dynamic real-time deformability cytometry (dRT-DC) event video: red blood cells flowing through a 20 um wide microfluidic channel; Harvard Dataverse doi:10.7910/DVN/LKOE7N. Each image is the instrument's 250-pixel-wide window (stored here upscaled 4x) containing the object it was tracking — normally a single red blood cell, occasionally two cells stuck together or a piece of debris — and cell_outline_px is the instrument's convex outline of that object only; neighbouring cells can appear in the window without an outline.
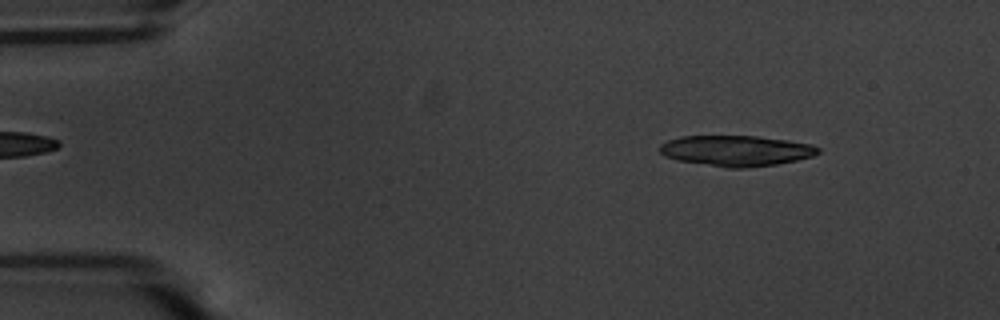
{"species": "common noctule bat (a hibernating species)", "species_latin": "Nyctalus noctula", "temperature_condition": "warm", "stored_images_in_passage": 33, "camera_frame_rate_fps": 3000, "um_per_image_px": 0.085, "animal": {"sex": "male", "body_mass_g": 20.1, "forearm_length_mm": 53.5}, "frame": {"image": 1, "passage_image": 6, "time_ms": 1.667, "image_size_px": [1000, 320], "cell_outline_px": [[820, 152], [812, 156], [796, 160], [776, 164], [748, 168], [728, 168], [676, 160], [664, 156], [660, 152], [660, 144], [668, 140], [680, 136], [756, 136], [788, 140], [812, 144], [820, 148]], "centroid_in_image_um": [62.56, 12.81], "position_along_channel_um": 22.4, "area_um2": 28.38}}
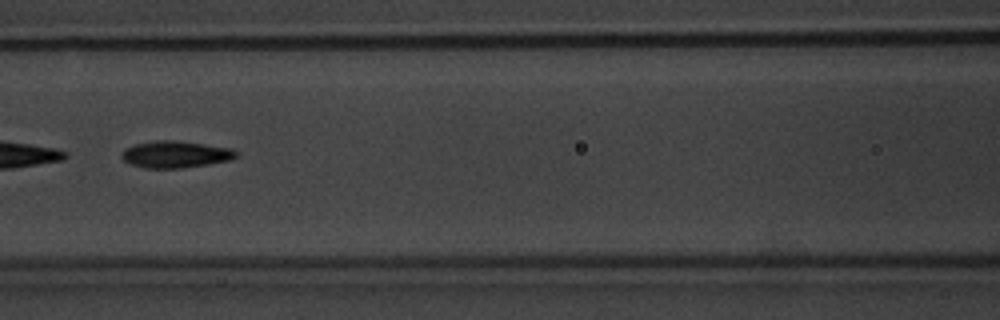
{"frame": {"image": 2, "passage_image": 24, "time_ms": 7.667, "image_size_px": [1000, 320], "cell_outline_px": [[236, 156], [228, 160], [208, 164], [180, 168], [144, 168], [132, 164], [124, 160], [120, 156], [124, 148], [136, 144], [156, 140], [172, 140], [228, 148], [236, 152]], "centroid_in_image_um": [14.83, 13.13], "position_along_channel_um": 151.8, "area_um2": 17.46}}